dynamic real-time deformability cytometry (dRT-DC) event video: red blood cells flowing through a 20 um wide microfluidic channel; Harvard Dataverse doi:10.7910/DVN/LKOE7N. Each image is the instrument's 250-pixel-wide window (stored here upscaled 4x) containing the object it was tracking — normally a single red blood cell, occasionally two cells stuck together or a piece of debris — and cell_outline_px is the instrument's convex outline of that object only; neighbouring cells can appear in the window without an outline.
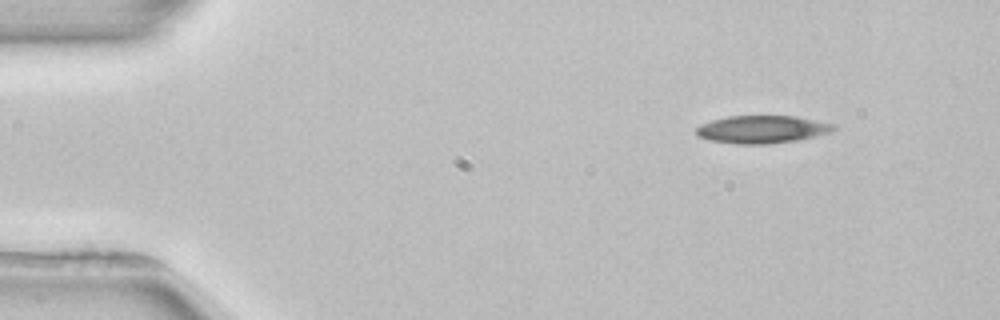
{"species": "common noctule bat (a hibernating species)", "species_latin": "Nyctalus noctula", "temperature_condition": "room temperature", "stored_images_in_passage": 3, "camera_frame_rate_fps": 3000, "um_per_image_px": 0.085, "animal": {"sex": "female", "body_mass_g": 22.7, "forearm_length_mm": 54.2}, "frame": {"image": 1, "passage_image": 1, "time_ms": 0.0, "image_size_px": [1000, 320], "cell_outline_px": [[836, 128], [832, 132], [800, 140], [768, 144], [736, 144], [708, 140], [700, 136], [696, 132], [696, 128], [700, 124], [712, 120], [728, 116], [796, 116], [836, 124]], "centroid_in_image_um": [64.81, 11.0], "position_along_channel_um": 20.2, "area_um2": 22.37}}
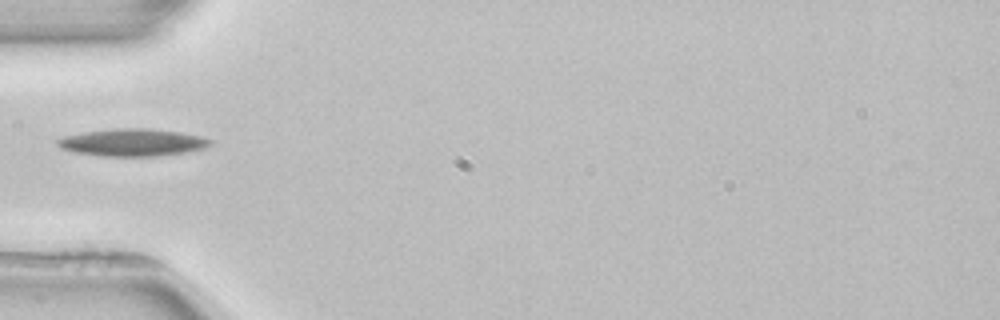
{"frame": {"image": 2, "passage_image": 3, "time_ms": 3.667, "image_size_px": [1000, 320], "cell_outline_px": [[212, 144], [204, 148], [188, 152], [160, 156], [100, 156], [76, 152], [60, 148], [56, 144], [56, 140], [64, 136], [84, 132], [116, 128], [148, 128], [180, 132], [200, 136], [212, 140]], "centroid_in_image_um": [11.27, 12.11], "position_along_channel_um": 73.7, "area_um2": 24.45}}